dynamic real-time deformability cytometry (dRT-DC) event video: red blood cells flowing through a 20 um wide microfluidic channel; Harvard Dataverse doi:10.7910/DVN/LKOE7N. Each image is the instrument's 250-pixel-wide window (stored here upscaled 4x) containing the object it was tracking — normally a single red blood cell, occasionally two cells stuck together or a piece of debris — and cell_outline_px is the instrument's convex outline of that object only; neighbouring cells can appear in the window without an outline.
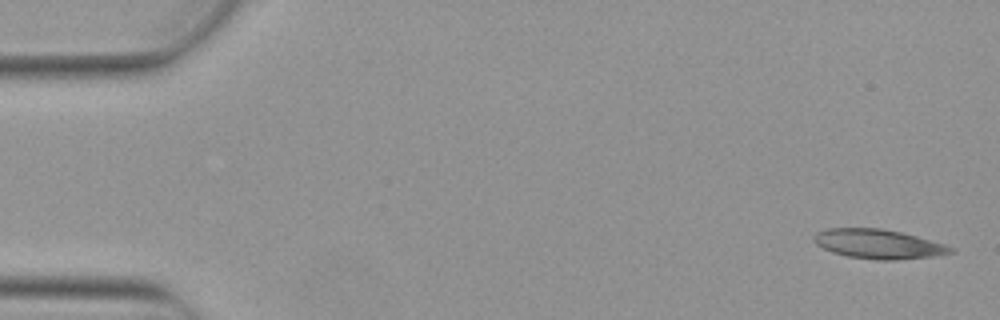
{"species": "Egyptian fruit bat (a non-hibernating species)", "species_latin": "Rousettus aegyptiacus", "temperature_condition": "warm", "stored_images_in_passage": 5, "camera_frame_rate_fps": 3000, "um_per_image_px": 0.085, "animal": {"sex": "female"}, "frame": {"image": 1, "passage_image": 5, "time_ms": 1.333, "image_size_px": [1000, 320], "cell_outline_px": [[956, 252], [932, 256], [896, 260], [876, 260], [848, 256], [832, 252], [816, 244], [812, 240], [812, 236], [816, 232], [828, 228], [880, 228], [900, 232], [916, 236], [944, 244], [956, 248]], "centroid_in_image_um": [74.65, 20.74], "position_along_channel_um": 10.4, "area_um2": 23.41}}